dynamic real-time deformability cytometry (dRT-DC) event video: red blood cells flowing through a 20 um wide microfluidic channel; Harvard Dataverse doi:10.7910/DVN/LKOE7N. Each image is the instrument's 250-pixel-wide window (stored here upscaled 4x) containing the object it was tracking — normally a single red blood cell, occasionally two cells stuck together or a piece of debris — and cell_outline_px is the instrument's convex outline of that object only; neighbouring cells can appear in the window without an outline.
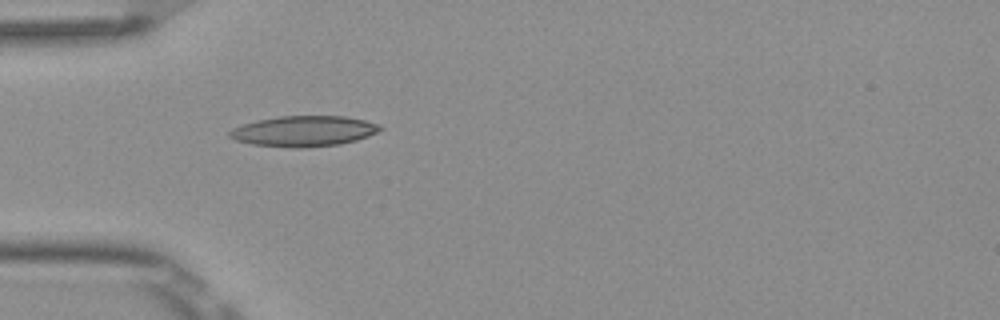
{"species": "Egyptian fruit bat (a non-hibernating species)", "species_latin": "Rousettus aegyptiacus", "temperature_condition": "room temperature", "stored_images_in_passage": 35, "camera_frame_rate_fps": 3000, "um_per_image_px": 0.085, "frame": {"image": 1, "passage_image": 3, "time_ms": 0.667, "image_size_px": [1000, 320], "cell_outline_px": [[384, 128], [368, 136], [356, 140], [340, 144], [304, 148], [296, 148], [252, 144], [236, 140], [228, 136], [228, 132], [232, 128], [256, 120], [280, 116], [344, 116], [364, 120], [380, 124]], "centroid_in_image_um": [25.83, 11.14], "position_along_channel_um": 59.2, "area_um2": 26.82}}
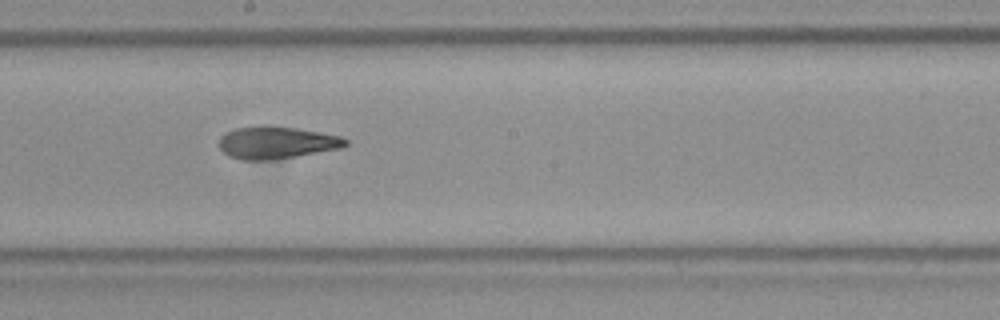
{"frame": {"image": 2, "passage_image": 16, "time_ms": 5.0, "image_size_px": [1000, 320], "cell_outline_px": [[348, 144], [344, 148], [272, 160], [244, 160], [228, 156], [220, 148], [220, 136], [224, 132], [236, 128], [260, 124], [272, 124], [296, 128], [340, 136], [348, 140]], "centroid_in_image_um": [23.5, 12.1], "position_along_channel_um": 224.7, "area_um2": 24.22}}
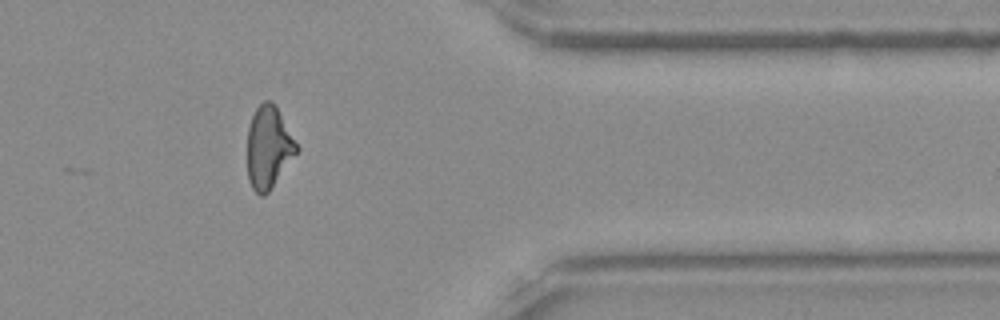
{"frame": {"image": 3, "passage_image": 30, "time_ms": 9.667, "image_size_px": [1000, 320], "cell_outline_px": [[300, 148], [268, 192], [264, 196], [260, 196], [252, 188], [248, 180], [248, 128], [252, 116], [256, 108], [264, 100], [272, 100], [276, 104]], "centroid_in_image_um": [22.84, 12.49], "position_along_channel_um": 388.6, "area_um2": 23.64}, "authors_computed_cell_mechanics": {"area_um2": 24.1604, "velocity_mm_per_s": 3.8871, "shape_relaxation_time_tau1_ms": 9.2628, "shape_relaxation_time_tau2_ms": 2.49, "deformation_change_tau1": 0.2436, "deformation_change_tau2": 0.1139}}